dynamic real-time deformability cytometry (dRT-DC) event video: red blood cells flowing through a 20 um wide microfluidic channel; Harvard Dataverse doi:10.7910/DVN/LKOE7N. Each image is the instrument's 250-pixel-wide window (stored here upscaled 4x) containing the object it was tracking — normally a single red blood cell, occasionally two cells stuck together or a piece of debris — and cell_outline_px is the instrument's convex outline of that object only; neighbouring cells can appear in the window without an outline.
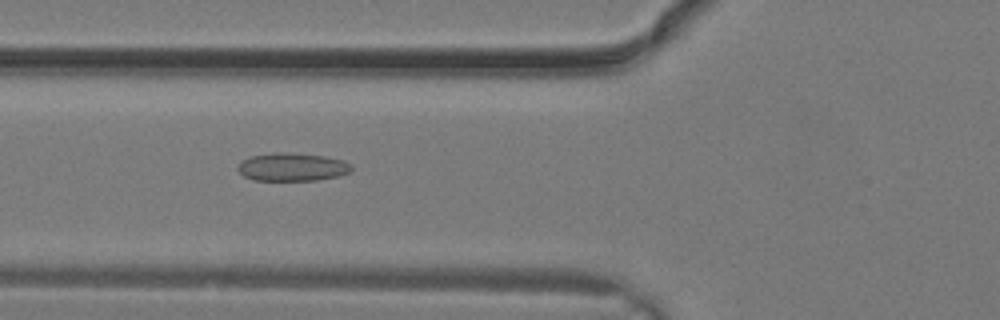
{"species": "common noctule bat (a hibernating species)", "species_latin": "Nyctalus noctula", "temperature_condition": "warm", "stored_images_in_passage": 20, "camera_frame_rate_fps": 3000, "um_per_image_px": 0.085, "animal": {"sex": "male", "body_mass_g": 19.2, "forearm_length_mm": 51.8}, "frame": {"image": 1, "passage_image": 2, "time_ms": 0.333, "image_size_px": [1000, 320], "cell_outline_px": [[352, 168], [348, 172], [340, 176], [316, 180], [252, 180], [244, 176], [236, 168], [244, 160], [252, 156], [276, 152], [280, 152], [324, 156], [344, 160], [352, 164]], "centroid_in_image_um": [24.86, 14.2], "position_along_channel_um": 100.9, "area_um2": 18.44}}
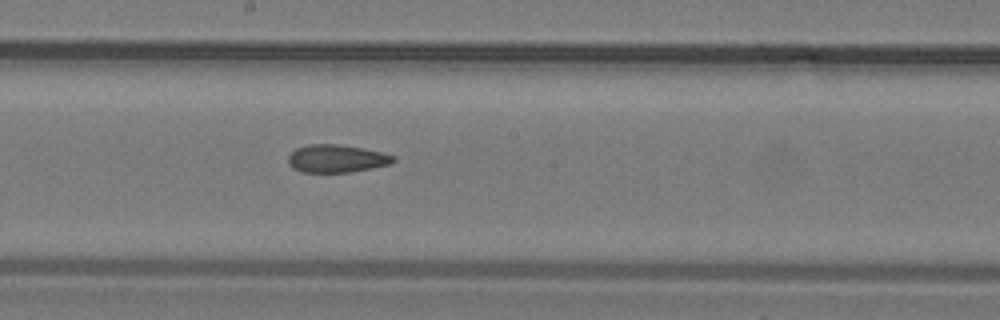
{"frame": {"image": 2, "passage_image": 7, "time_ms": 2.0, "image_size_px": [1000, 320], "cell_outline_px": [[396, 160], [392, 164], [352, 172], [300, 172], [292, 168], [288, 164], [288, 156], [296, 148], [308, 144], [336, 144], [384, 152], [396, 156]], "centroid_in_image_um": [28.62, 13.48], "position_along_channel_um": 219.6, "area_um2": 17.22}}
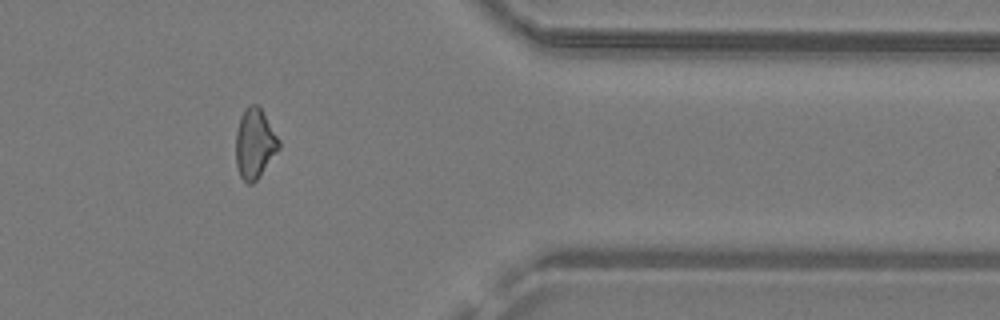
{"frame": {"image": 3, "passage_image": 15, "time_ms": 4.667, "image_size_px": [1000, 320], "cell_outline_px": [[280, 148], [260, 176], [252, 184], [248, 184], [240, 176], [236, 164], [236, 132], [240, 116], [244, 108], [248, 104], [256, 104], [260, 108], [280, 140]], "centroid_in_image_um": [21.64, 12.2], "position_along_channel_um": 389.8, "area_um2": 17.57}}